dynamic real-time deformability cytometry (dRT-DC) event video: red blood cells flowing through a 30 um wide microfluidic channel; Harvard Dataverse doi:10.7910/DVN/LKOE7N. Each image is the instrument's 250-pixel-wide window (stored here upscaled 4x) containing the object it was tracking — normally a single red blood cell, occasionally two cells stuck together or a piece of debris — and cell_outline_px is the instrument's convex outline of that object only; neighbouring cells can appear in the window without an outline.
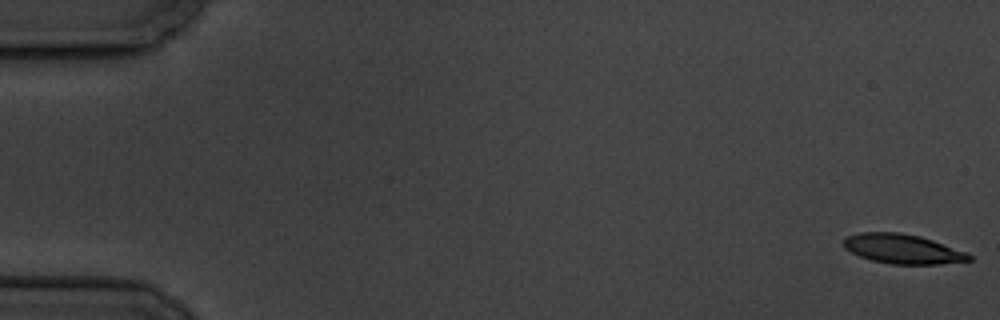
{"species": "common noctule bat (a hibernating species)", "species_latin": "Nyctalus noctula", "temperature_condition": "cold", "stored_images_in_passage": 6, "camera_frame_rate_fps": 3000, "um_per_image_px": 0.085, "animal": {"sex": "male", "body_mass_g": 19.5, "forearm_length_mm": 54.6}, "frame": {"image": 1, "passage_image": 1, "time_ms": 0.0, "image_size_px": [1000, 320], "cell_outline_px": [[972, 260], [940, 264], [892, 264], [872, 260], [860, 256], [844, 248], [844, 240], [848, 236], [860, 232], [900, 232], [920, 236], [968, 252], [972, 256]], "centroid_in_image_um": [76.75, 21.15], "position_along_channel_um": 8.2, "area_um2": 21.5}}
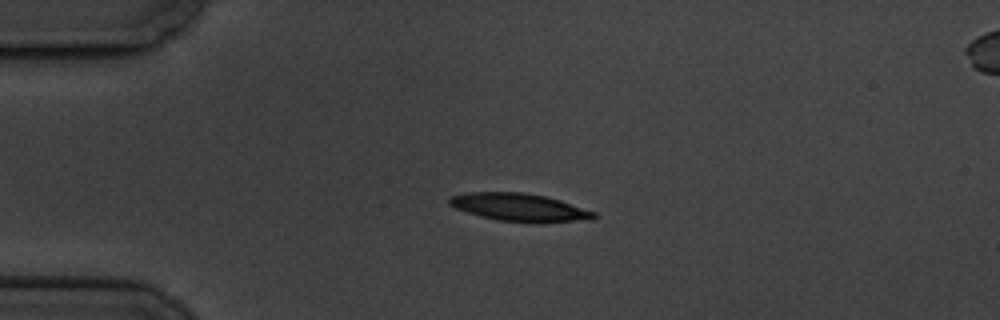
{"frame": {"image": 2, "passage_image": 4, "time_ms": 4.333, "image_size_px": [1000, 320], "cell_outline_px": [[596, 216], [592, 220], [540, 224], [532, 224], [500, 220], [480, 216], [456, 208], [448, 204], [448, 196], [464, 192], [524, 192], [544, 196], [560, 200], [596, 212]], "centroid_in_image_um": [44.18, 17.64], "position_along_channel_um": 40.8, "area_um2": 23.99}}
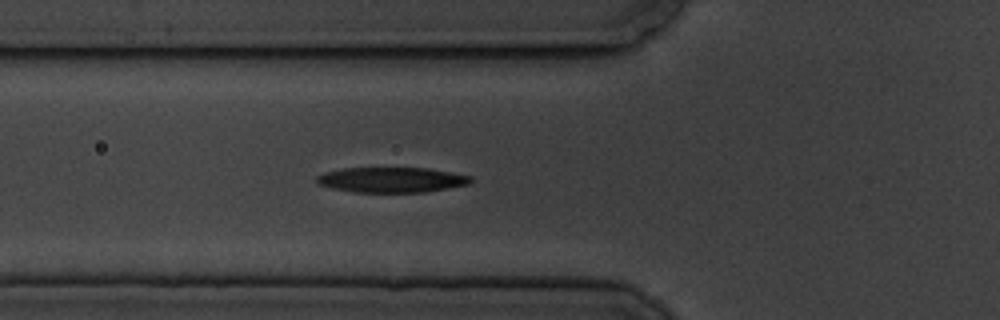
{"frame": {"image": 3, "passage_image": 6, "time_ms": 6.667, "image_size_px": [1000, 320], "cell_outline_px": [[472, 184], [424, 192], [352, 192], [332, 188], [320, 184], [316, 180], [316, 176], [324, 172], [344, 168], [428, 168], [472, 176]], "centroid_in_image_um": [33.31, 15.28], "position_along_channel_um": 92.5, "area_um2": 22.66}}